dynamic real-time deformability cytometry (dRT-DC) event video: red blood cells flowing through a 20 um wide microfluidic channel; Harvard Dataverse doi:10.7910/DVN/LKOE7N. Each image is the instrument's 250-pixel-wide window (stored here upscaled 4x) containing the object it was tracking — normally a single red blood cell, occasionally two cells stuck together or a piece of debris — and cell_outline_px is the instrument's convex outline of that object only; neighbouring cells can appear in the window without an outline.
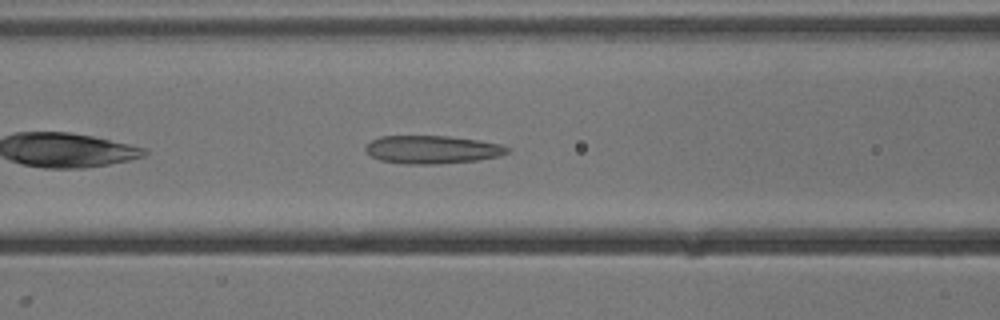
{"species": "common noctule bat (a hibernating species)", "species_latin": "Nyctalus noctula", "temperature_condition": "cold", "stored_images_in_passage": 34, "camera_frame_rate_fps": 3000, "um_per_image_px": 0.085, "animal": {"sex": "male", "body_mass_g": 13.3}, "frame": {"image": 1, "passage_image": 8, "time_ms": 2.333, "image_size_px": [1000, 320], "cell_outline_px": [[512, 148], [508, 152], [500, 156], [476, 160], [436, 164], [404, 164], [380, 160], [364, 152], [364, 148], [372, 140], [380, 136], [448, 136], [476, 140], [500, 144]], "centroid_in_image_um": [36.72, 12.71], "position_along_channel_um": 129.9, "area_um2": 23.18}}
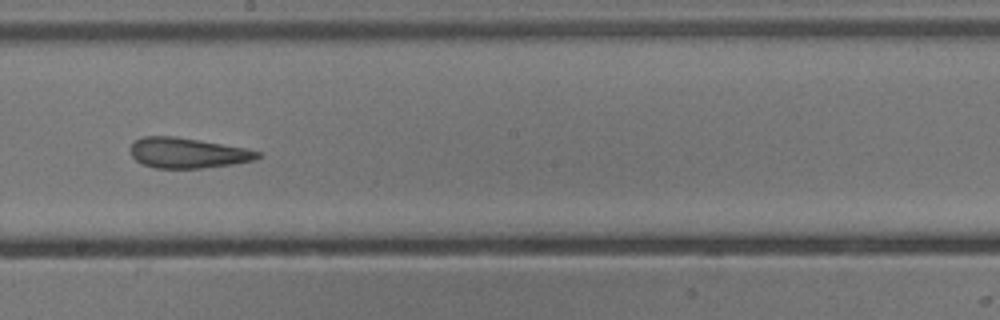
{"frame": {"image": 2, "passage_image": 16, "time_ms": 5.0, "image_size_px": [1000, 320], "cell_outline_px": [[264, 156], [256, 160], [232, 164], [200, 168], [156, 168], [144, 164], [136, 160], [132, 156], [128, 148], [136, 140], [144, 136], [176, 136], [244, 148], [260, 152]], "centroid_in_image_um": [15.95, 13.0], "position_along_channel_um": 232.3, "area_um2": 22.43}}
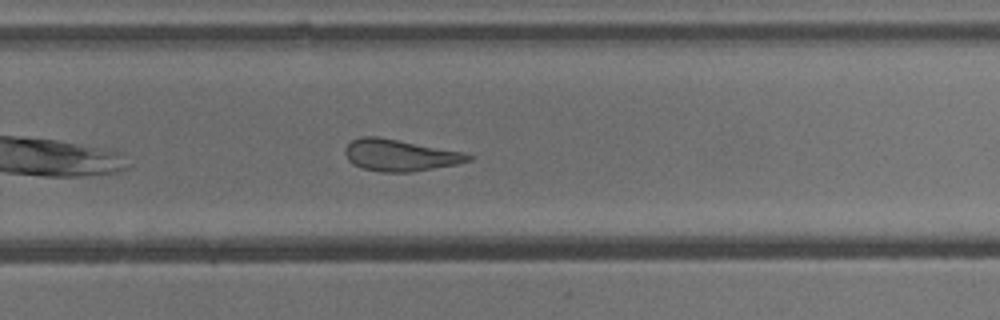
{"frame": {"image": 3, "passage_image": 21, "time_ms": 6.667, "image_size_px": [1000, 320], "cell_outline_px": [[472, 160], [456, 164], [412, 172], [380, 172], [364, 168], [352, 164], [348, 160], [344, 152], [344, 148], [352, 140], [360, 136], [376, 136], [464, 152], [472, 156]], "centroid_in_image_um": [33.96, 13.19], "position_along_channel_um": 295.8, "area_um2": 22.66}, "authors_computed_cell_mechanics": {"area_um2": 22.831, "velocity_mm_per_s": 3.8385, "shape_relaxation_time_tau1_ms": 5.1738, "shape_relaxation_time_tau2_ms": 2.4169, "deformation_change_tau1": 0.1645, "deformation_change_tau2": 0.1365}}